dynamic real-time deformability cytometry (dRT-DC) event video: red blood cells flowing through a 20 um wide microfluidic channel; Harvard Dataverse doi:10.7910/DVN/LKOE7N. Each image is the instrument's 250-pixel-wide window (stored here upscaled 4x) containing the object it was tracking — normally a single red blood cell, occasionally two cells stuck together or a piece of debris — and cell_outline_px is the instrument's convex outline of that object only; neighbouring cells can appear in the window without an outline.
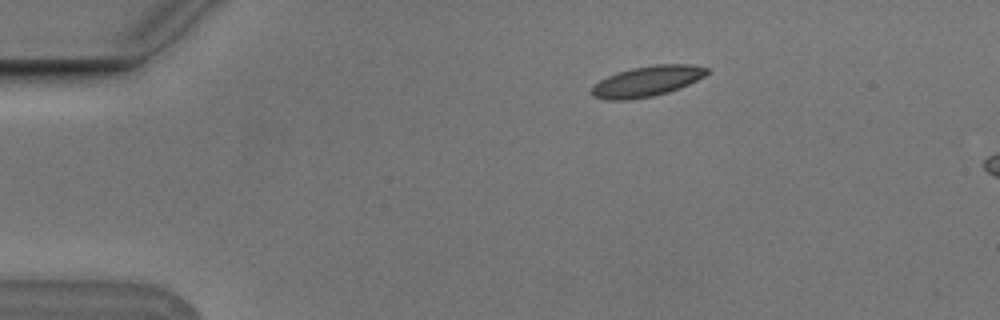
{"species": "Egyptian fruit bat (a non-hibernating species)", "species_latin": "Rousettus aegyptiacus", "temperature_condition": "cold", "stored_images_in_passage": 3, "camera_frame_rate_fps": 3000, "um_per_image_px": 0.085, "animal": {"sex": "male"}, "frame": {"image": 1, "passage_image": 1, "time_ms": 0.0, "image_size_px": [1000, 320], "cell_outline_px": [[708, 72], [704, 76], [680, 88], [668, 92], [652, 96], [628, 100], [608, 100], [592, 96], [592, 88], [600, 80], [616, 72], [632, 68], [656, 64], [688, 64], [708, 68]], "centroid_in_image_um": [54.99, 6.9], "position_along_channel_um": 30.0, "area_um2": 20.29}}